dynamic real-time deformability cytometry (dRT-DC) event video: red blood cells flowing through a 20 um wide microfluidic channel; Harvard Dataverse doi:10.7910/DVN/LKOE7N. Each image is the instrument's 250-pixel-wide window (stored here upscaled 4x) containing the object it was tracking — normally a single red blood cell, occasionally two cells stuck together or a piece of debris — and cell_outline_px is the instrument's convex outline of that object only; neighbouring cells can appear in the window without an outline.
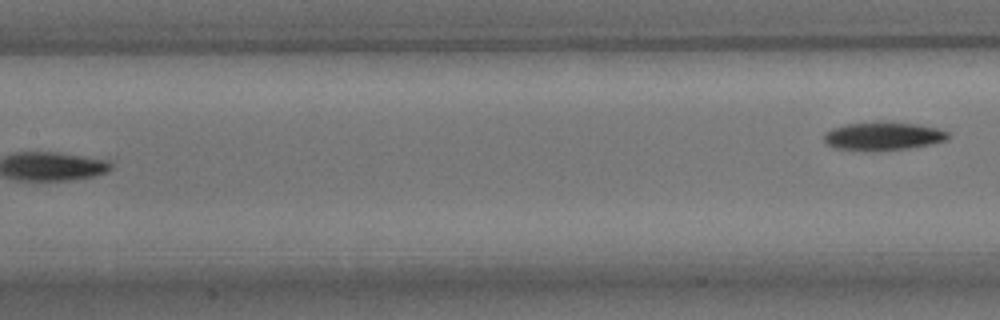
{"species": "common noctule bat (a hibernating species)", "species_latin": "Nyctalus noctula", "temperature_condition": "room temperature", "stored_images_in_passage": 7, "segment_of_instrument_passage": [2, 2], "camera_frame_rate_fps": 3000, "um_per_image_px": 0.085, "animal": {"sex": "male", "body_mass_g": 15.6}, "frame": {"image": 1, "passage_image": 7, "time_ms": 7.333, "image_size_px": [1000, 320], "cell_outline_px": [[952, 136], [948, 140], [932, 144], [908, 148], [876, 152], [864, 152], [832, 148], [824, 144], [824, 132], [832, 128], [844, 124], [876, 120], [880, 120], [920, 124], [936, 128], [948, 132]], "centroid_in_image_um": [75.02, 11.57], "position_along_channel_um": 132.4, "area_um2": 21.62}}